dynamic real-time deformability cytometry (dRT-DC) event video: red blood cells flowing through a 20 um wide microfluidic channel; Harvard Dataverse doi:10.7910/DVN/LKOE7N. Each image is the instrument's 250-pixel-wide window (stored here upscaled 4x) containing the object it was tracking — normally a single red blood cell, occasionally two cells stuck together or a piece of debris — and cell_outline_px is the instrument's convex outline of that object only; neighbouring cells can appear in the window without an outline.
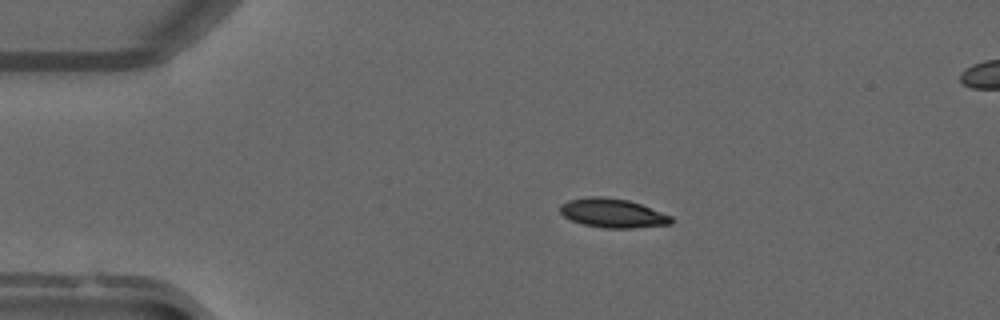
{"species": "common noctule bat (a hibernating species)", "species_latin": "Nyctalus noctula", "temperature_condition": "warm", "stored_images_in_passage": 51, "camera_frame_rate_fps": 3000, "um_per_image_px": 0.085, "animal": {"sex": "male", "forearm_length_mm": 52.5}, "frame": {"image": 1, "passage_image": 11, "time_ms": 3.333, "image_size_px": [1000, 320], "cell_outline_px": [[672, 224], [632, 228], [604, 228], [584, 224], [572, 220], [564, 216], [560, 212], [560, 204], [568, 200], [588, 196], [604, 196], [628, 200], [640, 204], [672, 216]], "centroid_in_image_um": [52.06, 18.11], "position_along_channel_um": 32.9, "area_um2": 18.79}}
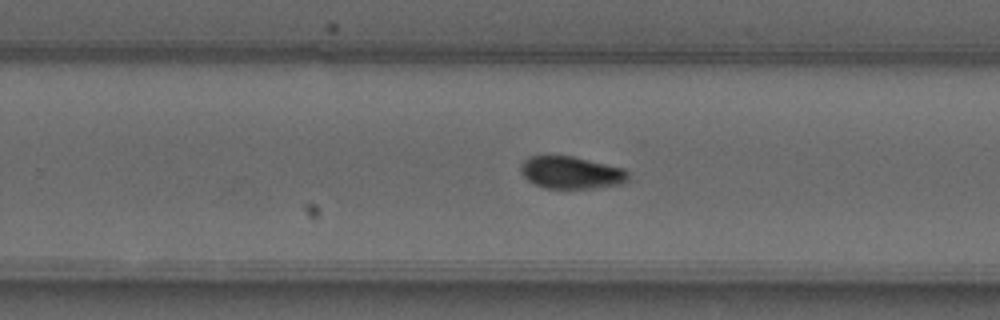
{"frame": {"image": 2, "passage_image": 33, "time_ms": 10.667, "image_size_px": [1000, 320], "cell_outline_px": [[628, 180], [620, 184], [588, 188], [544, 188], [528, 180], [524, 176], [520, 168], [520, 164], [528, 156], [572, 156], [624, 168], [628, 172]], "centroid_in_image_um": [48.54, 14.66], "position_along_channel_um": 281.3, "area_um2": 20.06}}
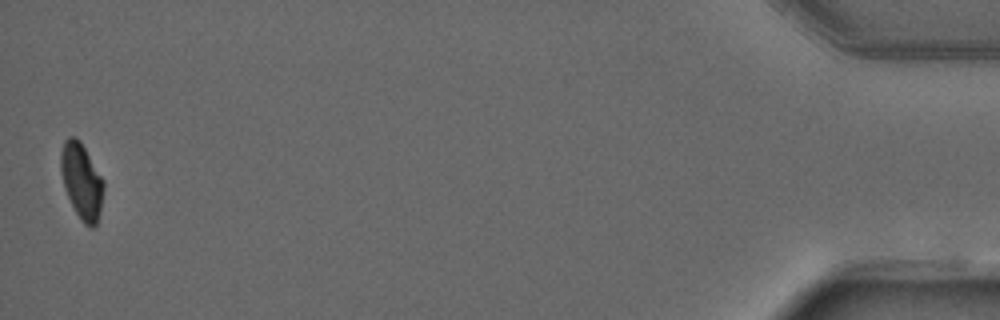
{"frame": {"image": 3, "passage_image": 51, "time_ms": 16.667, "image_size_px": [1000, 320], "cell_outline_px": [[104, 188], [100, 208], [96, 224], [92, 228], [84, 224], [80, 220], [68, 196], [60, 172], [60, 152], [64, 140], [68, 136], [76, 136], [80, 140], [104, 180]], "centroid_in_image_um": [6.92, 15.34], "position_along_channel_um": 428.3, "area_um2": 18.84}, "authors_computed_cell_mechanics": {"area_um2": 19.4786, "velocity_mm_per_s": 4.0378, "shape_relaxation_time_tau1_ms": 9.249, "shape_relaxation_time_tau2_ms": 2.9982, "deformation_change_tau1": 0.2285, "deformation_change_tau2": 0.0541}}